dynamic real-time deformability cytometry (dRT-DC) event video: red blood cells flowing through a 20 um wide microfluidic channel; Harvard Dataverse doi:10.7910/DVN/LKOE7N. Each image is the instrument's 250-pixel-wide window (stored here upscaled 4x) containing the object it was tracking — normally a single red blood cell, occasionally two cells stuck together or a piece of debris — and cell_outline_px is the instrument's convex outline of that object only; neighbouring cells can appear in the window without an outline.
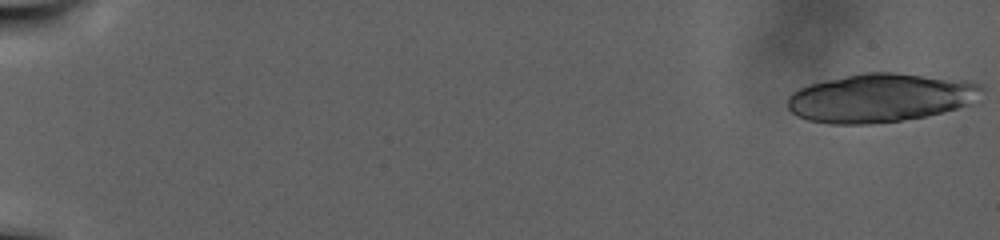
{"species": "human", "species_latin": "Homo sapiens", "temperature_condition": "warm", "stored_images_in_passage": 43, "camera_frame_rate_fps": 3000, "um_per_image_px": 0.085, "donor": {"sex": "male"}, "frame": {"image": 1, "passage_image": 1, "time_ms": 0.0, "image_size_px": [1000, 240], "cell_outline_px": [[984, 88], [968, 104], [944, 112], [924, 116], [900, 120], [872, 124], [828, 124], [808, 120], [796, 116], [788, 108], [788, 96], [792, 92], [808, 84], [864, 72], [892, 72], [968, 80], [984, 84]], "centroid_in_image_um": [74.81, 8.31], "position_along_channel_um": 10.2, "area_um2": 54.97}}
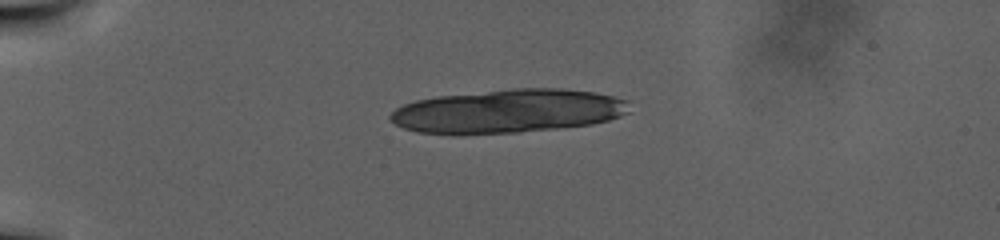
{"frame": {"image": 2, "passage_image": 28, "time_ms": 9.0, "image_size_px": [1000, 240], "cell_outline_px": [[628, 112], [620, 116], [608, 120], [592, 124], [564, 128], [520, 132], [460, 136], [452, 136], [420, 132], [404, 128], [396, 124], [388, 116], [396, 108], [404, 104], [416, 100], [436, 96], [512, 88], [564, 88], [592, 92], [612, 96], [628, 100]], "centroid_in_image_um": [43.15, 9.47], "position_along_channel_um": 41.9, "area_um2": 61.61}}